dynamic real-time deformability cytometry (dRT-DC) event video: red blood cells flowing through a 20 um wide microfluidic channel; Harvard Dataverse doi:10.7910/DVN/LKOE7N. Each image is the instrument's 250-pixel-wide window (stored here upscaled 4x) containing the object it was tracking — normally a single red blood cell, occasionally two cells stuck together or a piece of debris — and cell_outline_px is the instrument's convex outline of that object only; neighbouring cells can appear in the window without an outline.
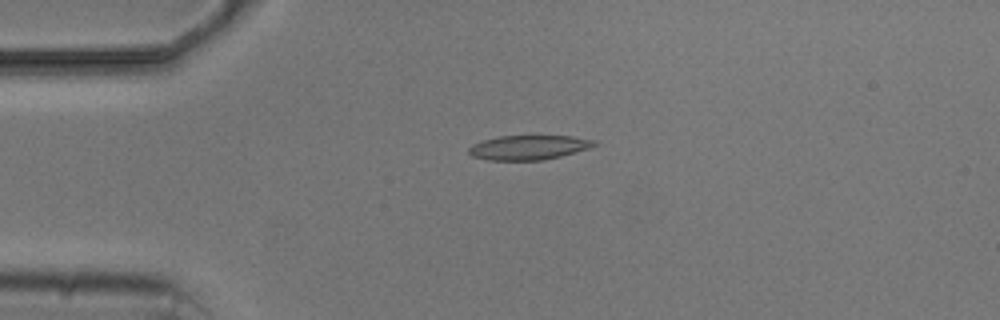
{"species": "common noctule bat (a hibernating species)", "species_latin": "Nyctalus noctula", "temperature_condition": "cold", "stored_images_in_passage": 3, "camera_frame_rate_fps": 3000, "um_per_image_px": 0.085, "animal": {"sex": "male", "body_mass_g": 20.5, "forearm_length_mm": 52.5}, "frame": {"image": 1, "passage_image": 2, "time_ms": 2.0, "image_size_px": [1000, 320], "cell_outline_px": [[600, 144], [588, 148], [560, 156], [544, 160], [488, 160], [472, 156], [468, 152], [468, 148], [472, 144], [484, 140], [500, 136], [572, 136], [596, 140]], "centroid_in_image_um": [44.94, 12.53], "position_along_channel_um": 40.1, "area_um2": 17.86}}